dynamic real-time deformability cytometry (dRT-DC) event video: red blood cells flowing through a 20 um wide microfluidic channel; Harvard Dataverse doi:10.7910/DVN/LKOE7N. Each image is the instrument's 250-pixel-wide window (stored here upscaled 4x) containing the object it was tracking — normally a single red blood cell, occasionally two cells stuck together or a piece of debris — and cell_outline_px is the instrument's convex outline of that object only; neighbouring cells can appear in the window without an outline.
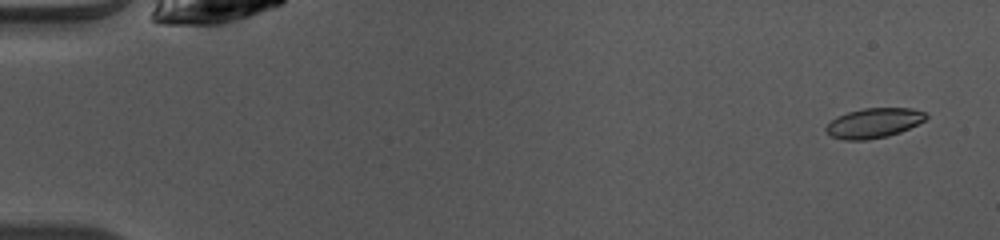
{"species": "common noctule bat (a hibernating species)", "species_latin": "Nyctalus noctula", "temperature_condition": "warm", "stored_images_in_passage": 47, "camera_frame_rate_fps": 3000, "um_per_image_px": 0.085, "animal": {"sex": "female", "body_mass_g": 10.0, "forearm_length_mm": 53.1}, "frame": {"image": 1, "passage_image": 1, "time_ms": 0.0, "image_size_px": [1000, 240], "cell_outline_px": [[928, 116], [924, 120], [900, 132], [888, 136], [868, 140], [844, 140], [832, 136], [824, 128], [836, 116], [848, 112], [864, 108], [912, 108], [924, 112]], "centroid_in_image_um": [74.26, 10.45], "position_along_channel_um": 10.7, "area_um2": 17.22}}
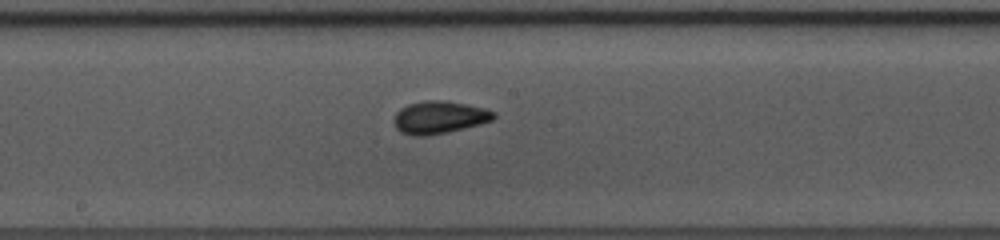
{"frame": {"image": 2, "passage_image": 25, "time_ms": 8.0, "image_size_px": [1000, 240], "cell_outline_px": [[496, 116], [492, 120], [480, 124], [448, 132], [428, 136], [412, 136], [400, 132], [396, 128], [392, 120], [396, 112], [400, 108], [408, 104], [424, 100], [444, 100], [484, 108], [496, 112]], "centroid_in_image_um": [37.3, 9.98], "position_along_channel_um": 210.9, "area_um2": 19.13}}
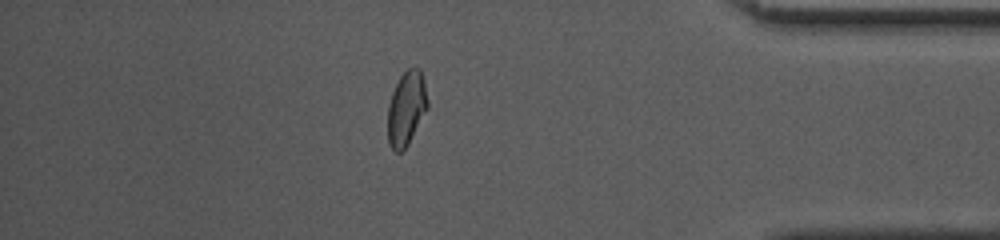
{"frame": {"image": 3, "passage_image": 41, "time_ms": 13.333, "image_size_px": [1000, 240], "cell_outline_px": [[428, 108], [408, 144], [400, 152], [396, 152], [388, 144], [388, 104], [392, 92], [400, 76], [408, 68], [420, 68], [424, 80], [428, 100]], "centroid_in_image_um": [34.55, 9.2], "position_along_channel_um": 400.7, "area_um2": 17.22}, "authors_computed_cell_mechanics": {"area_um2": 17.5712, "velocity_mm_per_s": 4.1031, "shape_relaxation_time_tau1_ms": 1.9351, "shape_relaxation_time_tau2_ms": 1.2354, "deformation_change_tau1": 0.1063, "deformation_change_tau2": 0.0661}}